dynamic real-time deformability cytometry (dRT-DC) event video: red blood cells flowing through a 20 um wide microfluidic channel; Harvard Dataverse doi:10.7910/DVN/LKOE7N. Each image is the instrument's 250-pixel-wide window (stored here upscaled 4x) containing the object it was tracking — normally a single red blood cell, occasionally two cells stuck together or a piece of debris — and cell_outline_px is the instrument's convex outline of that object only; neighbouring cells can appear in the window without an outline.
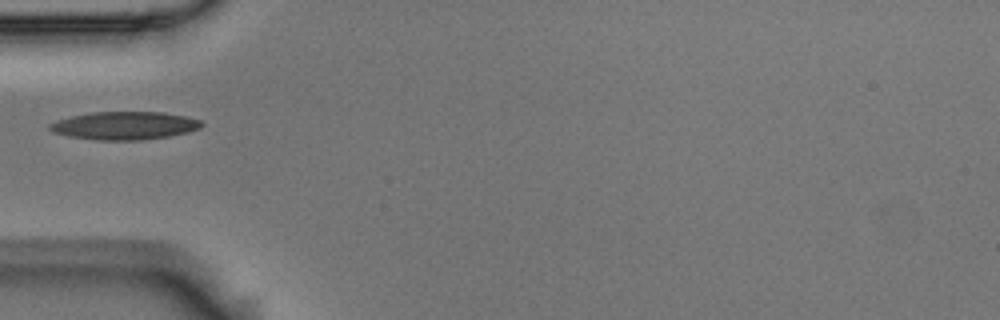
{"species": "Egyptian fruit bat (a non-hibernating species)", "species_latin": "Rousettus aegyptiacus", "temperature_condition": "room temperature", "stored_images_in_passage": 2, "camera_frame_rate_fps": 3000, "um_per_image_px": 0.085, "animal": {"sex": "male"}, "frame": {"image": 1, "passage_image": 2, "time_ms": 0.333, "image_size_px": [1000, 320], "cell_outline_px": [[204, 124], [200, 128], [188, 132], [168, 136], [140, 140], [96, 140], [68, 136], [56, 132], [48, 128], [48, 124], [56, 120], [72, 116], [92, 112], [160, 112], [184, 116], [200, 120]], "centroid_in_image_um": [10.58, 10.67], "position_along_channel_um": 74.4, "area_um2": 24.62}}